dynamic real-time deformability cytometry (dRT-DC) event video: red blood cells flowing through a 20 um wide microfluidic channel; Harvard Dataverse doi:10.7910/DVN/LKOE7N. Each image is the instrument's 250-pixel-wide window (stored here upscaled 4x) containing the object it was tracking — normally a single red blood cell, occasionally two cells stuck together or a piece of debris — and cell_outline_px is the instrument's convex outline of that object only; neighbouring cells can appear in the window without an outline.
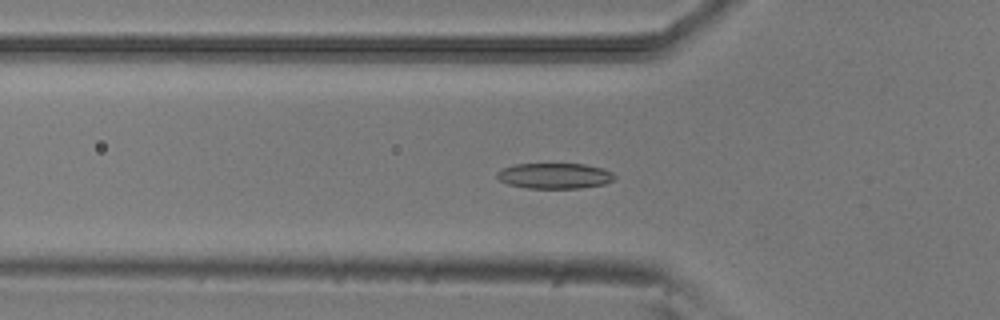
{"species": "common noctule bat (a hibernating species)", "species_latin": "Nyctalus noctula", "temperature_condition": "room temperature", "stored_images_in_passage": 53, "camera_frame_rate_fps": 3000, "um_per_image_px": 0.085, "animal": {"sex": "male", "body_mass_g": 20.5, "forearm_length_mm": 52.5}, "frame": {"image": 1, "passage_image": 18, "time_ms": 5.667, "image_size_px": [1000, 320], "cell_outline_px": [[616, 180], [604, 184], [580, 188], [528, 188], [508, 184], [500, 180], [496, 176], [496, 172], [512, 164], [584, 164], [604, 168], [612, 172], [616, 176]], "centroid_in_image_um": [47.18, 14.94], "position_along_channel_um": 78.6, "area_um2": 17.63}}
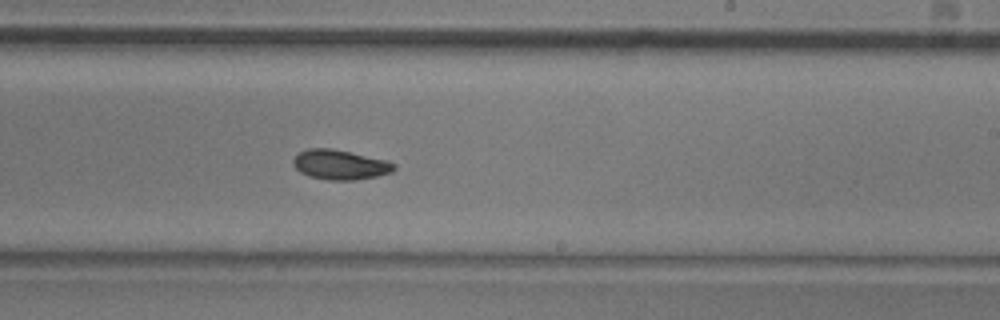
{"frame": {"image": 2, "passage_image": 32, "time_ms": 10.333, "image_size_px": [1000, 320], "cell_outline_px": [[396, 168], [392, 172], [376, 176], [356, 180], [332, 180], [308, 176], [300, 172], [292, 164], [292, 160], [300, 152], [308, 148], [328, 148], [388, 160], [396, 164]], "centroid_in_image_um": [28.91, 14.0], "position_along_channel_um": 260.1, "area_um2": 17.4}}
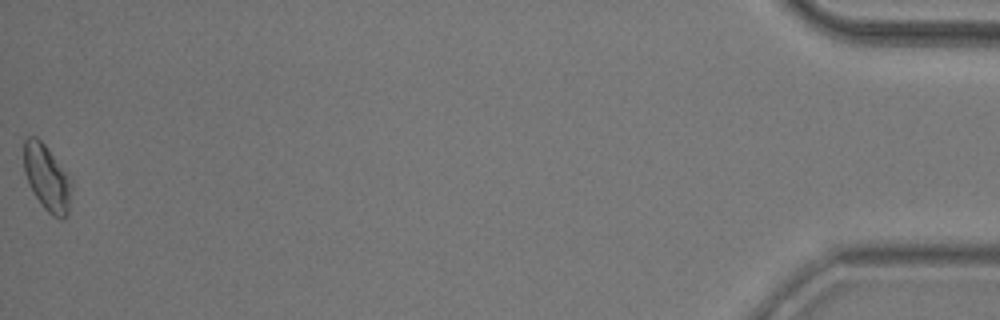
{"frame": {"image": 3, "passage_image": 53, "time_ms": 17.333, "image_size_px": [1000, 320], "cell_outline_px": [[72, 188], [68, 216], [64, 220], [60, 220], [52, 216], [40, 204], [24, 172], [24, 140], [28, 136], [36, 136], [44, 144], [72, 180]], "centroid_in_image_um": [4.02, 15.16], "position_along_channel_um": 431.2, "area_um2": 18.32}, "authors_computed_cell_mechanics": {"area_um2": 17.5134, "velocity_mm_per_s": 3.8694, "shape_relaxation_time_tau1_ms": 9.1248, "shape_relaxation_time_tau2_ms": 7.3983, "deformation_change_tau1": 0.1893, "deformation_change_tau2": 0.117}}